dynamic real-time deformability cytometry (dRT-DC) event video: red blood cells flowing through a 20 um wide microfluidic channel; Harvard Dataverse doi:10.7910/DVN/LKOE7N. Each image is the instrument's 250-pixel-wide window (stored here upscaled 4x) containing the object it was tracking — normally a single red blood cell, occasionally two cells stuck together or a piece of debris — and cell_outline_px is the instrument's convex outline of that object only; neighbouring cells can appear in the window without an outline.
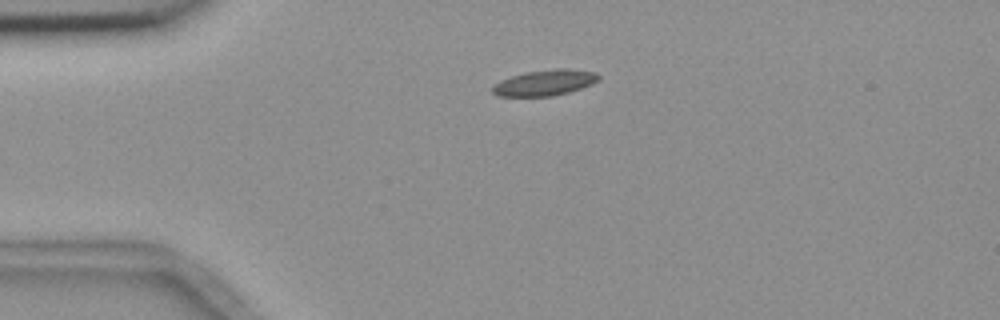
{"species": "common noctule bat (a hibernating species)", "species_latin": "Nyctalus noctula", "temperature_condition": "room temperature", "stored_images_in_passage": 5, "camera_frame_rate_fps": 3000, "um_per_image_px": 0.085, "animal": {"sex": "female", "body_mass_g": 18.4}, "frame": {"image": 1, "passage_image": 5, "time_ms": 5.667, "image_size_px": [1000, 320], "cell_outline_px": [[600, 76], [592, 84], [568, 92], [552, 96], [496, 96], [492, 92], [492, 84], [500, 80], [524, 72], [556, 68], [568, 68], [596, 72]], "centroid_in_image_um": [46.27, 7.02], "position_along_channel_um": 38.7, "area_um2": 16.01}}